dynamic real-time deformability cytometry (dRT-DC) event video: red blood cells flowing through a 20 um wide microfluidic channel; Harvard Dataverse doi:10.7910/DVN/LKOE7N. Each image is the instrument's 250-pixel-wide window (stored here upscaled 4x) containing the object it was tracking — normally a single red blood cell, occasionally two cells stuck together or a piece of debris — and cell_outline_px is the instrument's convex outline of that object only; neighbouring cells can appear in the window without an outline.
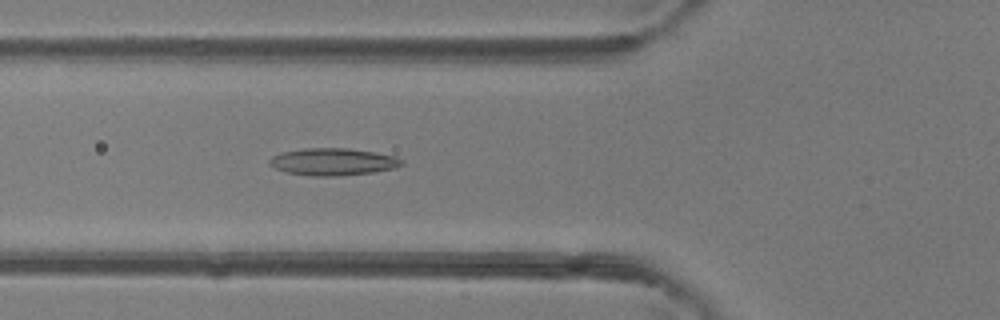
{"species": "common noctule bat (a hibernating species)", "species_latin": "Nyctalus noctula", "temperature_condition": "room temperature", "stored_images_in_passage": 33, "camera_frame_rate_fps": 3000, "um_per_image_px": 0.085, "animal": {"sex": "female"}, "frame": {"image": 1, "passage_image": 4, "time_ms": 1.0, "image_size_px": [1000, 320], "cell_outline_px": [[404, 164], [396, 168], [372, 172], [340, 176], [312, 176], [288, 172], [276, 168], [268, 164], [268, 160], [272, 156], [280, 152], [304, 148], [348, 148], [396, 156], [404, 160]], "centroid_in_image_um": [28.31, 13.75], "position_along_channel_um": 97.5, "area_um2": 21.04}}
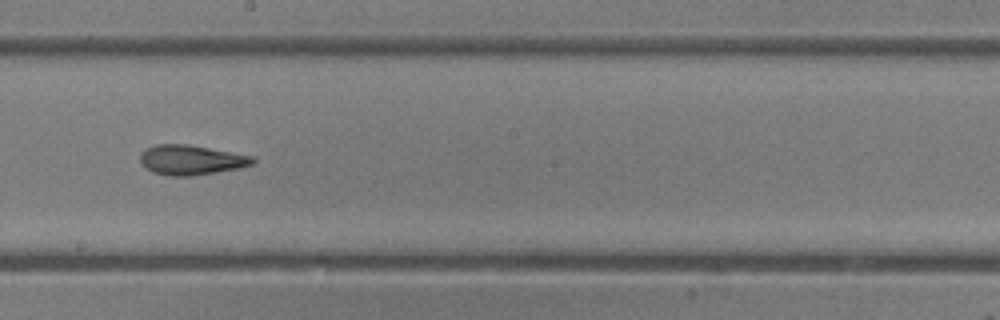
{"frame": {"image": 2, "passage_image": 13, "time_ms": 4.0, "image_size_px": [1000, 320], "cell_outline_px": [[256, 160], [252, 164], [236, 168], [216, 172], [192, 176], [168, 176], [152, 172], [140, 160], [140, 152], [156, 144], [188, 144], [252, 156]], "centroid_in_image_um": [16.22, 13.59], "position_along_channel_um": 232.0, "area_um2": 19.31}}
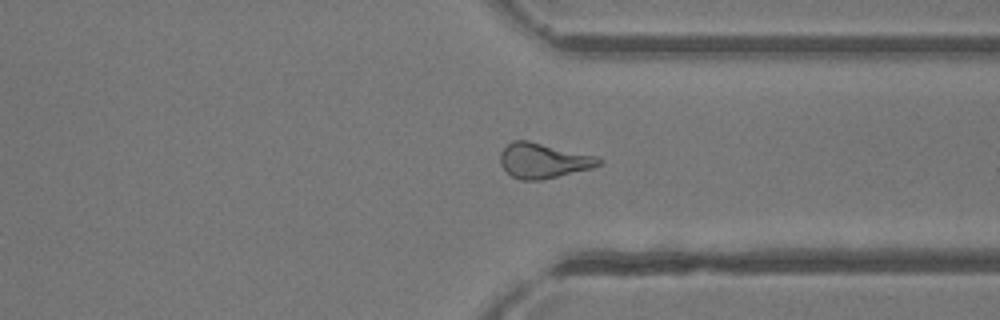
{"frame": {"image": 3, "passage_image": 22, "time_ms": 7.0, "image_size_px": [1000, 320], "cell_outline_px": [[604, 164], [592, 168], [540, 180], [520, 180], [512, 176], [500, 164], [500, 152], [512, 140], [528, 140], [596, 156], [604, 160]], "centroid_in_image_um": [46.2, 13.65], "position_along_channel_um": 365.2, "area_um2": 20.11}, "authors_computed_cell_mechanics": {"area_um2": 19.5364, "velocity_mm_per_s": 4.4661, "shape_relaxation_time_tau1_ms": 9.8898, "shape_relaxation_time_tau2_ms": 4.0823, "deformation_change_tau1": 0.2432, "deformation_change_tau2": 0.1384}}